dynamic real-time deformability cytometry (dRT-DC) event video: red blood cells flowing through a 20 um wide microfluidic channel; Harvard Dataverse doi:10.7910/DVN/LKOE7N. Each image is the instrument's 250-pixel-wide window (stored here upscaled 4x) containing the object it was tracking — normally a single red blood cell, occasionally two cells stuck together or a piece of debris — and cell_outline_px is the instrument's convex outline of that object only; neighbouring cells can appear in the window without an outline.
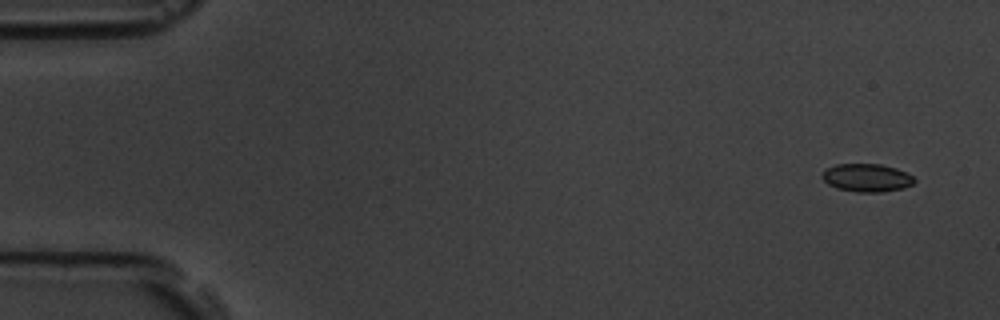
{"species": "common noctule bat (a hibernating species)", "species_latin": "Nyctalus noctula", "temperature_condition": "room temperature", "stored_images_in_passage": 2, "segment_of_instrument_passage": [2, 2], "camera_frame_rate_fps": 3000, "um_per_image_px": 0.085, "animal": {"sex": "male", "body_mass_g": 19.5, "forearm_length_mm": 54.6}, "frame": {"image": 1, "passage_image": 2, "time_ms": 1.333, "image_size_px": [1000, 320], "cell_outline_px": [[916, 180], [912, 184], [904, 188], [880, 192], [856, 192], [836, 188], [828, 184], [820, 176], [828, 168], [836, 164], [880, 164], [896, 168], [912, 176]], "centroid_in_image_um": [73.67, 15.11], "position_along_channel_um": 11.3, "area_um2": 14.97}}